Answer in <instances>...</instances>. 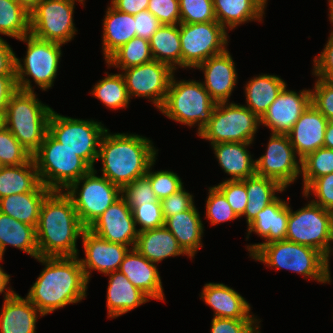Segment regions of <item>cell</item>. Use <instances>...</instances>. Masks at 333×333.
Masks as SVG:
<instances>
[{"mask_svg": "<svg viewBox=\"0 0 333 333\" xmlns=\"http://www.w3.org/2000/svg\"><path fill=\"white\" fill-rule=\"evenodd\" d=\"M45 265L27 298L44 316L86 296L88 281L77 256L38 257Z\"/></svg>", "mask_w": 333, "mask_h": 333, "instance_id": "6da1fadb", "label": "cell"}, {"mask_svg": "<svg viewBox=\"0 0 333 333\" xmlns=\"http://www.w3.org/2000/svg\"><path fill=\"white\" fill-rule=\"evenodd\" d=\"M63 191H51L44 199L36 239L39 257L77 256L76 242L86 227L81 223L70 197Z\"/></svg>", "mask_w": 333, "mask_h": 333, "instance_id": "7a4b0ae2", "label": "cell"}, {"mask_svg": "<svg viewBox=\"0 0 333 333\" xmlns=\"http://www.w3.org/2000/svg\"><path fill=\"white\" fill-rule=\"evenodd\" d=\"M157 151L152 142L134 134H109L101 138L98 158L102 161V176L120 188L146 175Z\"/></svg>", "mask_w": 333, "mask_h": 333, "instance_id": "3957f363", "label": "cell"}, {"mask_svg": "<svg viewBox=\"0 0 333 333\" xmlns=\"http://www.w3.org/2000/svg\"><path fill=\"white\" fill-rule=\"evenodd\" d=\"M52 110L36 98L34 91L18 89L6 108L4 126L33 155L48 133Z\"/></svg>", "mask_w": 333, "mask_h": 333, "instance_id": "277c9868", "label": "cell"}, {"mask_svg": "<svg viewBox=\"0 0 333 333\" xmlns=\"http://www.w3.org/2000/svg\"><path fill=\"white\" fill-rule=\"evenodd\" d=\"M252 259L259 260L276 269H287L311 277L318 282H330V271L326 257L318 250L288 240L274 241L265 245H255L250 254Z\"/></svg>", "mask_w": 333, "mask_h": 333, "instance_id": "5b68a950", "label": "cell"}, {"mask_svg": "<svg viewBox=\"0 0 333 333\" xmlns=\"http://www.w3.org/2000/svg\"><path fill=\"white\" fill-rule=\"evenodd\" d=\"M32 158L41 184L51 191H65L92 169L82 158L56 141L49 133Z\"/></svg>", "mask_w": 333, "mask_h": 333, "instance_id": "8992f818", "label": "cell"}, {"mask_svg": "<svg viewBox=\"0 0 333 333\" xmlns=\"http://www.w3.org/2000/svg\"><path fill=\"white\" fill-rule=\"evenodd\" d=\"M216 104L203 82H176L173 74L165 101L159 110L168 118L185 125L198 123L199 134L211 120Z\"/></svg>", "mask_w": 333, "mask_h": 333, "instance_id": "52a82bcc", "label": "cell"}, {"mask_svg": "<svg viewBox=\"0 0 333 333\" xmlns=\"http://www.w3.org/2000/svg\"><path fill=\"white\" fill-rule=\"evenodd\" d=\"M20 40L27 43V54L23 61L24 64H21V60L15 57L17 88L22 91H34L30 79H26L24 76L29 75L42 90L46 91L53 86L57 75L62 44L42 40L32 34H28Z\"/></svg>", "mask_w": 333, "mask_h": 333, "instance_id": "ba28073f", "label": "cell"}, {"mask_svg": "<svg viewBox=\"0 0 333 333\" xmlns=\"http://www.w3.org/2000/svg\"><path fill=\"white\" fill-rule=\"evenodd\" d=\"M333 236V212L309 202L295 212L289 207V219L285 240L306 245L320 251L326 257L329 270L330 242Z\"/></svg>", "mask_w": 333, "mask_h": 333, "instance_id": "9c48e42d", "label": "cell"}, {"mask_svg": "<svg viewBox=\"0 0 333 333\" xmlns=\"http://www.w3.org/2000/svg\"><path fill=\"white\" fill-rule=\"evenodd\" d=\"M260 118L246 106L235 103H217L209 123L198 136L211 145L227 142L252 143Z\"/></svg>", "mask_w": 333, "mask_h": 333, "instance_id": "30bf717a", "label": "cell"}, {"mask_svg": "<svg viewBox=\"0 0 333 333\" xmlns=\"http://www.w3.org/2000/svg\"><path fill=\"white\" fill-rule=\"evenodd\" d=\"M106 130L101 122L65 117L54 110L48 123V133L82 158L92 169L98 158L101 138Z\"/></svg>", "mask_w": 333, "mask_h": 333, "instance_id": "8fae6325", "label": "cell"}, {"mask_svg": "<svg viewBox=\"0 0 333 333\" xmlns=\"http://www.w3.org/2000/svg\"><path fill=\"white\" fill-rule=\"evenodd\" d=\"M96 172L95 169H91L65 191L72 200L81 223L86 228L121 197V188L104 176H96ZM82 182V188L79 191L77 189Z\"/></svg>", "mask_w": 333, "mask_h": 333, "instance_id": "7c38bea8", "label": "cell"}, {"mask_svg": "<svg viewBox=\"0 0 333 333\" xmlns=\"http://www.w3.org/2000/svg\"><path fill=\"white\" fill-rule=\"evenodd\" d=\"M226 29L218 21L180 23L182 67L196 68L208 58L226 50Z\"/></svg>", "mask_w": 333, "mask_h": 333, "instance_id": "4fadbf2b", "label": "cell"}, {"mask_svg": "<svg viewBox=\"0 0 333 333\" xmlns=\"http://www.w3.org/2000/svg\"><path fill=\"white\" fill-rule=\"evenodd\" d=\"M77 0H41L30 11V34L59 44L72 40L76 33L73 23ZM83 4V0H78Z\"/></svg>", "mask_w": 333, "mask_h": 333, "instance_id": "5bb4252c", "label": "cell"}, {"mask_svg": "<svg viewBox=\"0 0 333 333\" xmlns=\"http://www.w3.org/2000/svg\"><path fill=\"white\" fill-rule=\"evenodd\" d=\"M122 74L129 98H151L158 109L163 105L174 70L167 64L152 60L123 69Z\"/></svg>", "mask_w": 333, "mask_h": 333, "instance_id": "9a60e30c", "label": "cell"}, {"mask_svg": "<svg viewBox=\"0 0 333 333\" xmlns=\"http://www.w3.org/2000/svg\"><path fill=\"white\" fill-rule=\"evenodd\" d=\"M271 134L266 153L255 160L256 174L273 179L286 189L301 173V160H296L288 135Z\"/></svg>", "mask_w": 333, "mask_h": 333, "instance_id": "2e32d148", "label": "cell"}, {"mask_svg": "<svg viewBox=\"0 0 333 333\" xmlns=\"http://www.w3.org/2000/svg\"><path fill=\"white\" fill-rule=\"evenodd\" d=\"M97 236L117 244L135 247L138 230L132 209L120 197L103 212L89 227Z\"/></svg>", "mask_w": 333, "mask_h": 333, "instance_id": "e0dca14e", "label": "cell"}, {"mask_svg": "<svg viewBox=\"0 0 333 333\" xmlns=\"http://www.w3.org/2000/svg\"><path fill=\"white\" fill-rule=\"evenodd\" d=\"M310 104V90H302L298 94L295 91L287 90L285 85L260 118V124L270 128L273 134L287 135Z\"/></svg>", "mask_w": 333, "mask_h": 333, "instance_id": "ac0fdd59", "label": "cell"}, {"mask_svg": "<svg viewBox=\"0 0 333 333\" xmlns=\"http://www.w3.org/2000/svg\"><path fill=\"white\" fill-rule=\"evenodd\" d=\"M82 242L86 258L79 259L84 275L89 282L91 270H98L108 276L118 271L128 246L109 242L86 228L82 234ZM90 271H89V270Z\"/></svg>", "mask_w": 333, "mask_h": 333, "instance_id": "d6986e66", "label": "cell"}, {"mask_svg": "<svg viewBox=\"0 0 333 333\" xmlns=\"http://www.w3.org/2000/svg\"><path fill=\"white\" fill-rule=\"evenodd\" d=\"M329 120L312 104L303 112L287 134L294 151L302 160L309 153L324 147Z\"/></svg>", "mask_w": 333, "mask_h": 333, "instance_id": "ffe728a7", "label": "cell"}, {"mask_svg": "<svg viewBox=\"0 0 333 333\" xmlns=\"http://www.w3.org/2000/svg\"><path fill=\"white\" fill-rule=\"evenodd\" d=\"M205 76L204 88L216 103L228 102L236 85L237 73L235 63L226 49L224 52L212 56L200 64Z\"/></svg>", "mask_w": 333, "mask_h": 333, "instance_id": "44dd1931", "label": "cell"}, {"mask_svg": "<svg viewBox=\"0 0 333 333\" xmlns=\"http://www.w3.org/2000/svg\"><path fill=\"white\" fill-rule=\"evenodd\" d=\"M119 271L150 299L164 300L162 282L155 263L149 261L135 248L127 252Z\"/></svg>", "mask_w": 333, "mask_h": 333, "instance_id": "7402d4cb", "label": "cell"}, {"mask_svg": "<svg viewBox=\"0 0 333 333\" xmlns=\"http://www.w3.org/2000/svg\"><path fill=\"white\" fill-rule=\"evenodd\" d=\"M38 312L43 316L27 297L6 291L0 312V333H36Z\"/></svg>", "mask_w": 333, "mask_h": 333, "instance_id": "603a6c76", "label": "cell"}, {"mask_svg": "<svg viewBox=\"0 0 333 333\" xmlns=\"http://www.w3.org/2000/svg\"><path fill=\"white\" fill-rule=\"evenodd\" d=\"M289 219V205L278 197L262 209L255 219L248 225V235L257 233L266 241L248 245L250 254L255 250V245H265L274 241L285 240Z\"/></svg>", "mask_w": 333, "mask_h": 333, "instance_id": "cb8c5ba5", "label": "cell"}, {"mask_svg": "<svg viewBox=\"0 0 333 333\" xmlns=\"http://www.w3.org/2000/svg\"><path fill=\"white\" fill-rule=\"evenodd\" d=\"M201 298L215 311L214 317L255 319L249 313L250 304L238 292L223 283L205 284Z\"/></svg>", "mask_w": 333, "mask_h": 333, "instance_id": "d4e9b609", "label": "cell"}, {"mask_svg": "<svg viewBox=\"0 0 333 333\" xmlns=\"http://www.w3.org/2000/svg\"><path fill=\"white\" fill-rule=\"evenodd\" d=\"M109 275L106 304L108 317H118L149 301L150 298L119 270Z\"/></svg>", "mask_w": 333, "mask_h": 333, "instance_id": "484cf974", "label": "cell"}, {"mask_svg": "<svg viewBox=\"0 0 333 333\" xmlns=\"http://www.w3.org/2000/svg\"><path fill=\"white\" fill-rule=\"evenodd\" d=\"M164 226L177 239L178 244L189 257L195 256L197 250L202 247L201 237L204 229L195 205L189 210L166 218Z\"/></svg>", "mask_w": 333, "mask_h": 333, "instance_id": "4316f807", "label": "cell"}, {"mask_svg": "<svg viewBox=\"0 0 333 333\" xmlns=\"http://www.w3.org/2000/svg\"><path fill=\"white\" fill-rule=\"evenodd\" d=\"M51 190L41 183L32 191L0 199V212L36 228L41 205Z\"/></svg>", "mask_w": 333, "mask_h": 333, "instance_id": "83f0119b", "label": "cell"}, {"mask_svg": "<svg viewBox=\"0 0 333 333\" xmlns=\"http://www.w3.org/2000/svg\"><path fill=\"white\" fill-rule=\"evenodd\" d=\"M250 144L252 143L227 142L212 145L220 166L232 176L227 180H244L256 174V163L246 149Z\"/></svg>", "mask_w": 333, "mask_h": 333, "instance_id": "f1b7e54d", "label": "cell"}, {"mask_svg": "<svg viewBox=\"0 0 333 333\" xmlns=\"http://www.w3.org/2000/svg\"><path fill=\"white\" fill-rule=\"evenodd\" d=\"M134 248L152 263L171 256L187 255L165 226L138 232Z\"/></svg>", "mask_w": 333, "mask_h": 333, "instance_id": "f546056e", "label": "cell"}, {"mask_svg": "<svg viewBox=\"0 0 333 333\" xmlns=\"http://www.w3.org/2000/svg\"><path fill=\"white\" fill-rule=\"evenodd\" d=\"M103 54L105 61L121 46L136 37L134 15L108 7L103 20Z\"/></svg>", "mask_w": 333, "mask_h": 333, "instance_id": "4dcf8cb0", "label": "cell"}, {"mask_svg": "<svg viewBox=\"0 0 333 333\" xmlns=\"http://www.w3.org/2000/svg\"><path fill=\"white\" fill-rule=\"evenodd\" d=\"M266 2L267 0H213L216 20L230 30L247 21H260Z\"/></svg>", "mask_w": 333, "mask_h": 333, "instance_id": "1f68e13d", "label": "cell"}, {"mask_svg": "<svg viewBox=\"0 0 333 333\" xmlns=\"http://www.w3.org/2000/svg\"><path fill=\"white\" fill-rule=\"evenodd\" d=\"M7 245L19 248L35 259L39 257L35 227L0 212V256L3 257Z\"/></svg>", "mask_w": 333, "mask_h": 333, "instance_id": "d6a6232c", "label": "cell"}, {"mask_svg": "<svg viewBox=\"0 0 333 333\" xmlns=\"http://www.w3.org/2000/svg\"><path fill=\"white\" fill-rule=\"evenodd\" d=\"M286 83L275 75H259L245 87L247 108L261 118L275 101Z\"/></svg>", "mask_w": 333, "mask_h": 333, "instance_id": "836d02e7", "label": "cell"}, {"mask_svg": "<svg viewBox=\"0 0 333 333\" xmlns=\"http://www.w3.org/2000/svg\"><path fill=\"white\" fill-rule=\"evenodd\" d=\"M149 44L153 60L169 65L174 71L176 65L182 67L180 24H161L149 39Z\"/></svg>", "mask_w": 333, "mask_h": 333, "instance_id": "e575fe53", "label": "cell"}, {"mask_svg": "<svg viewBox=\"0 0 333 333\" xmlns=\"http://www.w3.org/2000/svg\"><path fill=\"white\" fill-rule=\"evenodd\" d=\"M40 183L33 158L22 165L3 166L0 169V199L32 192Z\"/></svg>", "mask_w": 333, "mask_h": 333, "instance_id": "d590c367", "label": "cell"}, {"mask_svg": "<svg viewBox=\"0 0 333 333\" xmlns=\"http://www.w3.org/2000/svg\"><path fill=\"white\" fill-rule=\"evenodd\" d=\"M241 181L246 185L248 197L246 209L242 216H246L248 225L262 209L277 198L275 196L276 191L278 193V191L282 192L285 190L275 180L257 174Z\"/></svg>", "mask_w": 333, "mask_h": 333, "instance_id": "8d00e7d4", "label": "cell"}, {"mask_svg": "<svg viewBox=\"0 0 333 333\" xmlns=\"http://www.w3.org/2000/svg\"><path fill=\"white\" fill-rule=\"evenodd\" d=\"M0 33L18 40L30 34V13L17 0H0Z\"/></svg>", "mask_w": 333, "mask_h": 333, "instance_id": "74e56055", "label": "cell"}, {"mask_svg": "<svg viewBox=\"0 0 333 333\" xmlns=\"http://www.w3.org/2000/svg\"><path fill=\"white\" fill-rule=\"evenodd\" d=\"M152 60L149 40L136 36L116 50L106 63L123 70Z\"/></svg>", "mask_w": 333, "mask_h": 333, "instance_id": "f35d334b", "label": "cell"}, {"mask_svg": "<svg viewBox=\"0 0 333 333\" xmlns=\"http://www.w3.org/2000/svg\"><path fill=\"white\" fill-rule=\"evenodd\" d=\"M92 95L108 108L118 109L128 106L130 98L122 74H109L94 86Z\"/></svg>", "mask_w": 333, "mask_h": 333, "instance_id": "ab89813d", "label": "cell"}, {"mask_svg": "<svg viewBox=\"0 0 333 333\" xmlns=\"http://www.w3.org/2000/svg\"><path fill=\"white\" fill-rule=\"evenodd\" d=\"M303 191L316 179L333 173V149L319 148L301 160Z\"/></svg>", "mask_w": 333, "mask_h": 333, "instance_id": "60d3db41", "label": "cell"}, {"mask_svg": "<svg viewBox=\"0 0 333 333\" xmlns=\"http://www.w3.org/2000/svg\"><path fill=\"white\" fill-rule=\"evenodd\" d=\"M32 155L21 145L13 134L3 126L0 129V161L3 166L22 165L29 162Z\"/></svg>", "mask_w": 333, "mask_h": 333, "instance_id": "b9f144b4", "label": "cell"}, {"mask_svg": "<svg viewBox=\"0 0 333 333\" xmlns=\"http://www.w3.org/2000/svg\"><path fill=\"white\" fill-rule=\"evenodd\" d=\"M180 23L216 21L213 0H179Z\"/></svg>", "mask_w": 333, "mask_h": 333, "instance_id": "7bdbcfd3", "label": "cell"}, {"mask_svg": "<svg viewBox=\"0 0 333 333\" xmlns=\"http://www.w3.org/2000/svg\"><path fill=\"white\" fill-rule=\"evenodd\" d=\"M208 193L206 216L212 225L238 218L224 194L216 186L210 187Z\"/></svg>", "mask_w": 333, "mask_h": 333, "instance_id": "ee69618b", "label": "cell"}, {"mask_svg": "<svg viewBox=\"0 0 333 333\" xmlns=\"http://www.w3.org/2000/svg\"><path fill=\"white\" fill-rule=\"evenodd\" d=\"M121 197L131 209L141 204L161 202L156 198L150 180L146 176L137 178L132 183L123 186Z\"/></svg>", "mask_w": 333, "mask_h": 333, "instance_id": "f6af8a7d", "label": "cell"}, {"mask_svg": "<svg viewBox=\"0 0 333 333\" xmlns=\"http://www.w3.org/2000/svg\"><path fill=\"white\" fill-rule=\"evenodd\" d=\"M155 160L148 167L146 177L150 180L154 194L158 200L169 197L171 194L180 190L183 183L180 177L171 171L151 172L150 168L154 165Z\"/></svg>", "mask_w": 333, "mask_h": 333, "instance_id": "bcb514c9", "label": "cell"}, {"mask_svg": "<svg viewBox=\"0 0 333 333\" xmlns=\"http://www.w3.org/2000/svg\"><path fill=\"white\" fill-rule=\"evenodd\" d=\"M135 224H140L138 232L160 228L164 226V217L162 213L161 202H150L141 204L132 209Z\"/></svg>", "mask_w": 333, "mask_h": 333, "instance_id": "7dc6e473", "label": "cell"}, {"mask_svg": "<svg viewBox=\"0 0 333 333\" xmlns=\"http://www.w3.org/2000/svg\"><path fill=\"white\" fill-rule=\"evenodd\" d=\"M216 187L224 194L237 216L241 217L244 214L248 201L246 185L241 180H225Z\"/></svg>", "mask_w": 333, "mask_h": 333, "instance_id": "c3c4849f", "label": "cell"}, {"mask_svg": "<svg viewBox=\"0 0 333 333\" xmlns=\"http://www.w3.org/2000/svg\"><path fill=\"white\" fill-rule=\"evenodd\" d=\"M310 192L314 193L318 200H312L322 208L333 212V173L316 178L304 191L308 197Z\"/></svg>", "mask_w": 333, "mask_h": 333, "instance_id": "681fc988", "label": "cell"}, {"mask_svg": "<svg viewBox=\"0 0 333 333\" xmlns=\"http://www.w3.org/2000/svg\"><path fill=\"white\" fill-rule=\"evenodd\" d=\"M257 319H230L213 317L211 333H260ZM256 324V325H255Z\"/></svg>", "mask_w": 333, "mask_h": 333, "instance_id": "f907efd6", "label": "cell"}, {"mask_svg": "<svg viewBox=\"0 0 333 333\" xmlns=\"http://www.w3.org/2000/svg\"><path fill=\"white\" fill-rule=\"evenodd\" d=\"M147 10L152 13L161 24H180L179 0H149Z\"/></svg>", "mask_w": 333, "mask_h": 333, "instance_id": "816d5d0a", "label": "cell"}, {"mask_svg": "<svg viewBox=\"0 0 333 333\" xmlns=\"http://www.w3.org/2000/svg\"><path fill=\"white\" fill-rule=\"evenodd\" d=\"M311 104L329 121H333V86L317 79L314 91H311Z\"/></svg>", "mask_w": 333, "mask_h": 333, "instance_id": "f5cc1de1", "label": "cell"}, {"mask_svg": "<svg viewBox=\"0 0 333 333\" xmlns=\"http://www.w3.org/2000/svg\"><path fill=\"white\" fill-rule=\"evenodd\" d=\"M161 205L165 220L169 216H174L177 213L189 210L194 205L193 196L186 192L182 187L169 197L163 198L161 200Z\"/></svg>", "mask_w": 333, "mask_h": 333, "instance_id": "db71d44e", "label": "cell"}, {"mask_svg": "<svg viewBox=\"0 0 333 333\" xmlns=\"http://www.w3.org/2000/svg\"><path fill=\"white\" fill-rule=\"evenodd\" d=\"M136 36L150 39L156 30L161 26L159 20L148 10H143L134 15Z\"/></svg>", "mask_w": 333, "mask_h": 333, "instance_id": "11a10c76", "label": "cell"}, {"mask_svg": "<svg viewBox=\"0 0 333 333\" xmlns=\"http://www.w3.org/2000/svg\"><path fill=\"white\" fill-rule=\"evenodd\" d=\"M17 90L16 75H0V114L3 116L11 96Z\"/></svg>", "mask_w": 333, "mask_h": 333, "instance_id": "9f6ffc18", "label": "cell"}, {"mask_svg": "<svg viewBox=\"0 0 333 333\" xmlns=\"http://www.w3.org/2000/svg\"><path fill=\"white\" fill-rule=\"evenodd\" d=\"M15 53L0 37V75H15Z\"/></svg>", "mask_w": 333, "mask_h": 333, "instance_id": "6f0895ef", "label": "cell"}, {"mask_svg": "<svg viewBox=\"0 0 333 333\" xmlns=\"http://www.w3.org/2000/svg\"><path fill=\"white\" fill-rule=\"evenodd\" d=\"M149 0H112L111 5L120 12L136 15L147 10Z\"/></svg>", "mask_w": 333, "mask_h": 333, "instance_id": "680465c9", "label": "cell"}, {"mask_svg": "<svg viewBox=\"0 0 333 333\" xmlns=\"http://www.w3.org/2000/svg\"><path fill=\"white\" fill-rule=\"evenodd\" d=\"M313 61L314 67H333V32H331L323 52Z\"/></svg>", "mask_w": 333, "mask_h": 333, "instance_id": "91938a15", "label": "cell"}, {"mask_svg": "<svg viewBox=\"0 0 333 333\" xmlns=\"http://www.w3.org/2000/svg\"><path fill=\"white\" fill-rule=\"evenodd\" d=\"M314 75L318 76L323 82L333 86V67H314Z\"/></svg>", "mask_w": 333, "mask_h": 333, "instance_id": "94428289", "label": "cell"}, {"mask_svg": "<svg viewBox=\"0 0 333 333\" xmlns=\"http://www.w3.org/2000/svg\"><path fill=\"white\" fill-rule=\"evenodd\" d=\"M324 147L328 149H333V121H329L326 126Z\"/></svg>", "mask_w": 333, "mask_h": 333, "instance_id": "6125c7cd", "label": "cell"}, {"mask_svg": "<svg viewBox=\"0 0 333 333\" xmlns=\"http://www.w3.org/2000/svg\"><path fill=\"white\" fill-rule=\"evenodd\" d=\"M3 259L2 256H0V261ZM10 280V275H8L7 273H5L2 269V267L0 266V293L4 292V291H13L9 288H6L8 283Z\"/></svg>", "mask_w": 333, "mask_h": 333, "instance_id": "be15d7a7", "label": "cell"}, {"mask_svg": "<svg viewBox=\"0 0 333 333\" xmlns=\"http://www.w3.org/2000/svg\"><path fill=\"white\" fill-rule=\"evenodd\" d=\"M29 13L41 0H17Z\"/></svg>", "mask_w": 333, "mask_h": 333, "instance_id": "e7e4bbea", "label": "cell"}, {"mask_svg": "<svg viewBox=\"0 0 333 333\" xmlns=\"http://www.w3.org/2000/svg\"><path fill=\"white\" fill-rule=\"evenodd\" d=\"M329 9H330V20H331V22H332V24H333V0H329ZM333 32V31H332Z\"/></svg>", "mask_w": 333, "mask_h": 333, "instance_id": "03108f58", "label": "cell"}, {"mask_svg": "<svg viewBox=\"0 0 333 333\" xmlns=\"http://www.w3.org/2000/svg\"><path fill=\"white\" fill-rule=\"evenodd\" d=\"M4 126V116L0 114V129Z\"/></svg>", "mask_w": 333, "mask_h": 333, "instance_id": "003e7915", "label": "cell"}, {"mask_svg": "<svg viewBox=\"0 0 333 333\" xmlns=\"http://www.w3.org/2000/svg\"><path fill=\"white\" fill-rule=\"evenodd\" d=\"M3 167V164L1 163V161H0V169Z\"/></svg>", "mask_w": 333, "mask_h": 333, "instance_id": "a7ac6f4b", "label": "cell"}]
</instances>
